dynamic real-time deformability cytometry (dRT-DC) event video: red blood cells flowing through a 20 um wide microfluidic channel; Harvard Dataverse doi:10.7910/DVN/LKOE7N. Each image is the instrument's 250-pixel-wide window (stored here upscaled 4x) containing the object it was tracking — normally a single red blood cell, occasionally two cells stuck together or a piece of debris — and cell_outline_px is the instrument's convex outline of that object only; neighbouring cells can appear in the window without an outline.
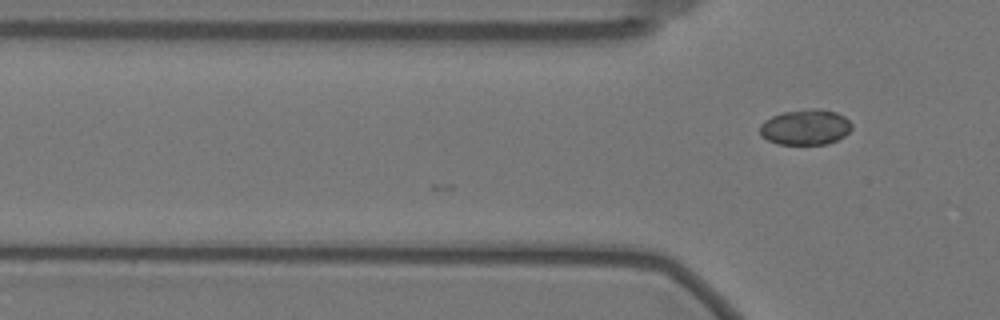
{"species": "Egyptian fruit bat (a non-hibernating species)", "species_latin": "Rousettus aegyptiacus", "temperature_condition": "warm", "stored_images_in_passage": 2, "camera_frame_rate_fps": 3000, "um_per_image_px": 0.085, "animal": {"sex": "female"}, "frame": {"image": 1, "passage_image": 2, "time_ms": 0.333, "image_size_px": [1000, 320], "cell_outline_px": [[852, 128], [844, 136], [828, 144], [776, 144], [760, 136], [760, 124], [764, 120], [772, 116], [784, 112], [812, 108], [820, 108], [836, 112], [844, 116], [852, 124]], "centroid_in_image_um": [68.45, 10.8], "position_along_channel_um": 57.3, "area_um2": 19.13}}